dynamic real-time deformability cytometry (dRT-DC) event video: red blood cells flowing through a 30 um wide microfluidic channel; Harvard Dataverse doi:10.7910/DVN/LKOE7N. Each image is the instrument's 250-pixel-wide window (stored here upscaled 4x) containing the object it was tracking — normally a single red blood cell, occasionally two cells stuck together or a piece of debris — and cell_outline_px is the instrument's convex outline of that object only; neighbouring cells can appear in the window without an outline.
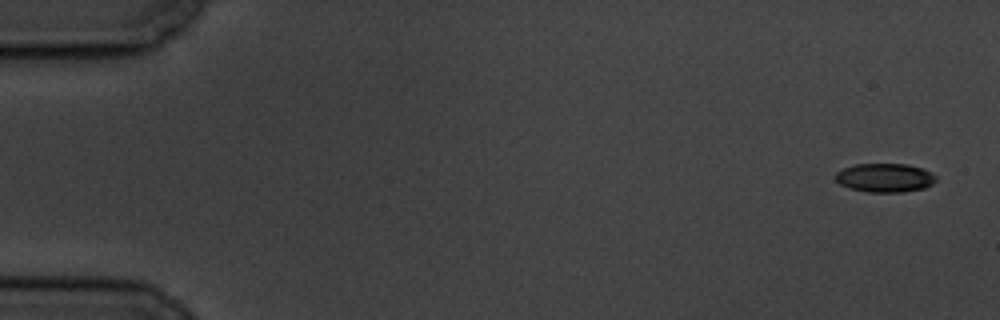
{"species": "common noctule bat (a hibernating species)", "species_latin": "Nyctalus noctula", "temperature_condition": "cold", "stored_images_in_passage": 6, "camera_frame_rate_fps": 3000, "um_per_image_px": 0.085, "animal": {"sex": "male", "body_mass_g": 19.5, "forearm_length_mm": 54.6}, "frame": {"image": 1, "passage_image": 1, "time_ms": 0.0, "image_size_px": [1000, 320], "cell_outline_px": [[936, 180], [932, 184], [924, 188], [900, 192], [868, 192], [848, 188], [840, 184], [836, 180], [836, 172], [844, 168], [856, 164], [908, 164], [932, 172], [936, 176]], "centroid_in_image_um": [75.21, 15.11], "position_along_channel_um": 9.8, "area_um2": 16.82}}